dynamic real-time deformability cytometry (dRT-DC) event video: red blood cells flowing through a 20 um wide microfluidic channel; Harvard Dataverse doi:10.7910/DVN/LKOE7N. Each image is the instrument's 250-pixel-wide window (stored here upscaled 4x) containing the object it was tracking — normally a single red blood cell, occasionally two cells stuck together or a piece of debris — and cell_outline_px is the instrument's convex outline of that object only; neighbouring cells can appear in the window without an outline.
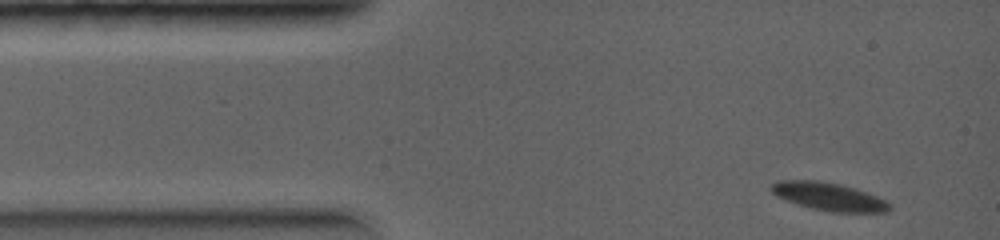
{"species": "common noctule bat (a hibernating species)", "species_latin": "Nyctalus noctula", "temperature_condition": "warm", "stored_images_in_passage": 30, "camera_frame_rate_fps": 5000, "um_per_image_px": 0.085, "animal": {"sex": "female", "body_mass_g": 19.0, "forearm_length_mm": 56.7}, "frame": {"image": 1, "passage_image": 1, "time_ms": 0.0, "image_size_px": [1000, 240], "cell_outline_px": [[892, 208], [888, 212], [832, 212], [812, 208], [776, 196], [768, 188], [772, 184], [780, 180], [820, 180], [840, 184], [856, 188], [876, 196], [884, 200]], "centroid_in_image_um": [70.44, 16.69], "position_along_channel_um": 14.6, "area_um2": 19.13}}
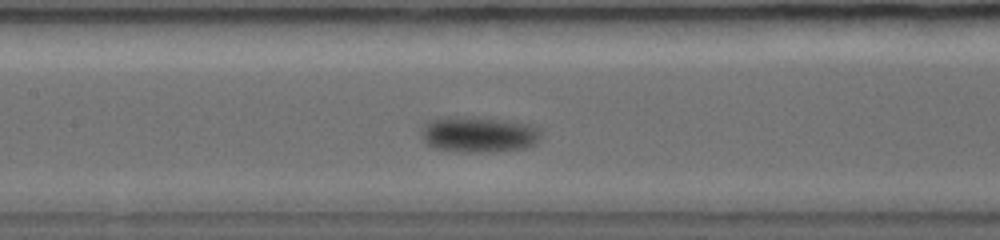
{"frame": {"image": 2, "passage_image": 13, "time_ms": 3.6, "image_size_px": [1000, 240], "cell_outline_px": [[540, 136], [536, 144], [524, 148], [496, 152], [464, 152], [432, 148], [420, 136], [420, 128], [424, 120], [440, 116], [472, 116], [508, 120], [536, 124], [540, 128]], "centroid_in_image_um": [40.64, 11.39], "position_along_channel_um": 166.8, "area_um2": 26.13}}
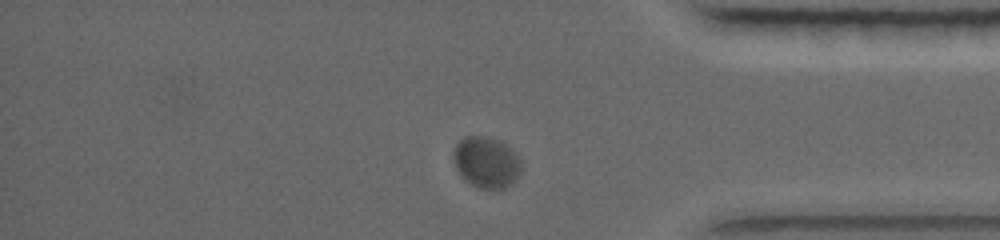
{"frame": {"image": 3, "passage_image": 24, "time_ms": 7.6, "image_size_px": [1000, 240], "cell_outline_px": [[520, 172], [516, 180], [512, 184], [504, 188], [480, 188], [464, 180], [456, 168], [452, 156], [452, 152], [456, 144], [464, 136], [484, 136], [496, 140], [512, 148], [516, 152], [520, 160]], "centroid_in_image_um": [41.32, 13.79], "position_along_channel_um": 393.9, "area_um2": 20.23}}